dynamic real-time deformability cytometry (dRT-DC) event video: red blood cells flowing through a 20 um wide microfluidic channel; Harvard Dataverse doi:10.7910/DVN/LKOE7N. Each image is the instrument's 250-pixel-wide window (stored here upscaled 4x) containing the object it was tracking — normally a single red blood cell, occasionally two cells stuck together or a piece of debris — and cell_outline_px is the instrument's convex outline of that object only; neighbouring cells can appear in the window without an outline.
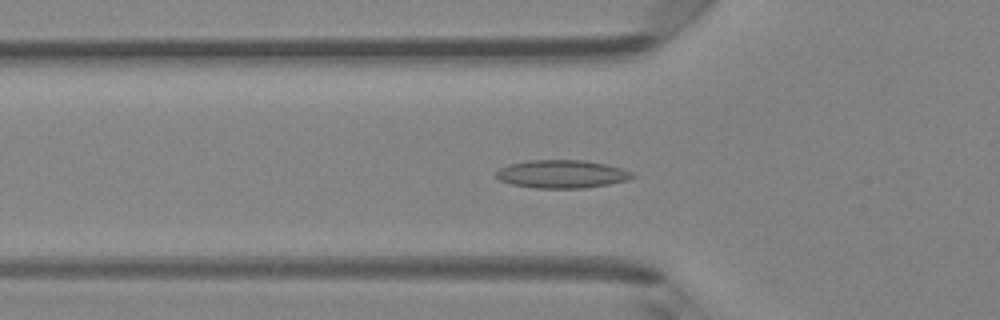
{"species": "Egyptian fruit bat (a non-hibernating species)", "species_latin": "Rousettus aegyptiacus", "temperature_condition": "room temperature", "stored_images_in_passage": 49, "camera_frame_rate_fps": 3000, "um_per_image_px": 0.085, "animal": {"sex": "female"}, "frame": {"image": 1, "passage_image": 17, "time_ms": 5.333, "image_size_px": [1000, 320], "cell_outline_px": [[636, 176], [628, 180], [608, 184], [584, 188], [536, 188], [512, 184], [500, 180], [496, 176], [496, 172], [500, 168], [508, 164], [528, 160], [584, 160], [604, 164], [620, 168], [632, 172]], "centroid_in_image_um": [47.75, 14.79], "position_along_channel_um": 78.1, "area_um2": 22.2}}
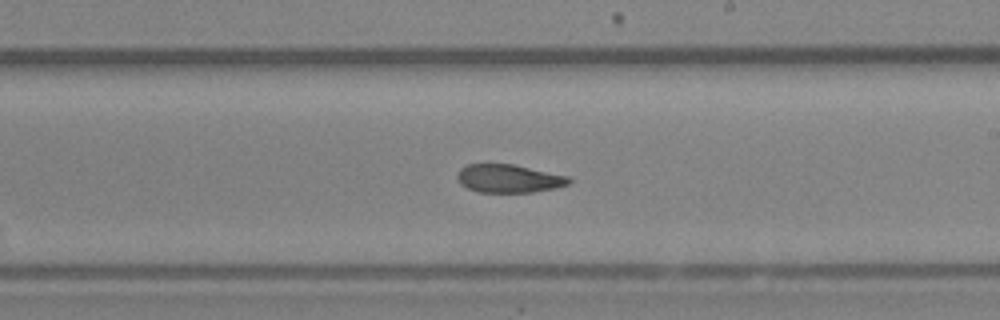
{"frame": {"image": 2, "passage_image": 29, "time_ms": 9.333, "image_size_px": [1000, 320], "cell_outline_px": [[572, 180], [568, 184], [556, 188], [532, 192], [480, 192], [468, 188], [460, 184], [456, 176], [460, 168], [468, 164], [512, 164], [568, 176]], "centroid_in_image_um": [43.23, 15.17], "position_along_channel_um": 245.8, "area_um2": 18.26}}
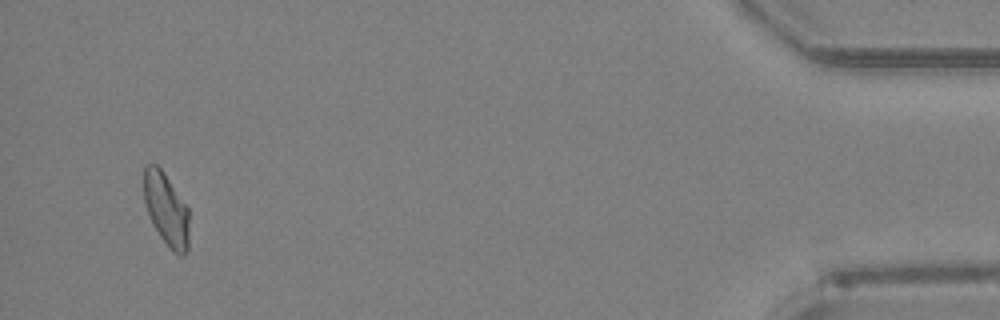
{"frame": {"image": 3, "passage_image": 47, "time_ms": 15.333, "image_size_px": [1000, 320], "cell_outline_px": [[188, 248], [184, 256], [180, 256], [160, 236], [148, 212], [144, 200], [144, 168], [148, 164], [156, 164], [164, 172], [188, 208]], "centroid_in_image_um": [14.14, 17.75], "position_along_channel_um": 421.1, "area_um2": 18.67}, "authors_computed_cell_mechanics": {"area_um2": 19.8832, "velocity_mm_per_s": 4.1957, "shape_relaxation_time_tau1_ms": null, "shape_relaxation_time_tau2_ms": 4.56, "deformation_change_tau1": null, "deformation_change_tau2": 0.1081}}